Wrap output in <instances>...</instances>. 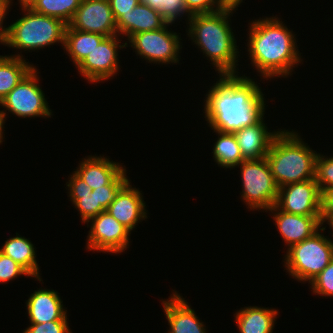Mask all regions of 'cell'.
I'll return each instance as SVG.
<instances>
[{
  "instance_id": "obj_1",
  "label": "cell",
  "mask_w": 333,
  "mask_h": 333,
  "mask_svg": "<svg viewBox=\"0 0 333 333\" xmlns=\"http://www.w3.org/2000/svg\"><path fill=\"white\" fill-rule=\"evenodd\" d=\"M205 101L206 121L220 132L235 133L258 123L265 114L264 94L245 75H220Z\"/></svg>"
},
{
  "instance_id": "obj_2",
  "label": "cell",
  "mask_w": 333,
  "mask_h": 333,
  "mask_svg": "<svg viewBox=\"0 0 333 333\" xmlns=\"http://www.w3.org/2000/svg\"><path fill=\"white\" fill-rule=\"evenodd\" d=\"M277 18L257 19L249 26V57L263 79L287 77L302 61L295 35Z\"/></svg>"
},
{
  "instance_id": "obj_3",
  "label": "cell",
  "mask_w": 333,
  "mask_h": 333,
  "mask_svg": "<svg viewBox=\"0 0 333 333\" xmlns=\"http://www.w3.org/2000/svg\"><path fill=\"white\" fill-rule=\"evenodd\" d=\"M233 11L221 8L211 13L191 15L188 19L187 35L210 58L219 75H236L237 72L239 51L228 20Z\"/></svg>"
},
{
  "instance_id": "obj_4",
  "label": "cell",
  "mask_w": 333,
  "mask_h": 333,
  "mask_svg": "<svg viewBox=\"0 0 333 333\" xmlns=\"http://www.w3.org/2000/svg\"><path fill=\"white\" fill-rule=\"evenodd\" d=\"M317 152L297 132L281 131L275 136L266 160L278 187L315 178Z\"/></svg>"
},
{
  "instance_id": "obj_5",
  "label": "cell",
  "mask_w": 333,
  "mask_h": 333,
  "mask_svg": "<svg viewBox=\"0 0 333 333\" xmlns=\"http://www.w3.org/2000/svg\"><path fill=\"white\" fill-rule=\"evenodd\" d=\"M25 15L8 25L9 34L5 46L20 50H39L45 46L61 43L64 47L67 24L62 20L22 7Z\"/></svg>"
},
{
  "instance_id": "obj_6",
  "label": "cell",
  "mask_w": 333,
  "mask_h": 333,
  "mask_svg": "<svg viewBox=\"0 0 333 333\" xmlns=\"http://www.w3.org/2000/svg\"><path fill=\"white\" fill-rule=\"evenodd\" d=\"M325 227L319 229L311 237L292 245L285 255V268L293 278L309 283L333 259L332 240L320 234Z\"/></svg>"
},
{
  "instance_id": "obj_7",
  "label": "cell",
  "mask_w": 333,
  "mask_h": 333,
  "mask_svg": "<svg viewBox=\"0 0 333 333\" xmlns=\"http://www.w3.org/2000/svg\"><path fill=\"white\" fill-rule=\"evenodd\" d=\"M242 199L250 210H269L278 199L277 186L265 158L244 160L240 164Z\"/></svg>"
},
{
  "instance_id": "obj_8",
  "label": "cell",
  "mask_w": 333,
  "mask_h": 333,
  "mask_svg": "<svg viewBox=\"0 0 333 333\" xmlns=\"http://www.w3.org/2000/svg\"><path fill=\"white\" fill-rule=\"evenodd\" d=\"M34 67L0 102V106L18 117H51L45 94L39 87Z\"/></svg>"
},
{
  "instance_id": "obj_9",
  "label": "cell",
  "mask_w": 333,
  "mask_h": 333,
  "mask_svg": "<svg viewBox=\"0 0 333 333\" xmlns=\"http://www.w3.org/2000/svg\"><path fill=\"white\" fill-rule=\"evenodd\" d=\"M171 23L155 31L136 33L129 39V43L135 52L150 63H178L179 50L182 48L179 35L176 32L168 31Z\"/></svg>"
},
{
  "instance_id": "obj_10",
  "label": "cell",
  "mask_w": 333,
  "mask_h": 333,
  "mask_svg": "<svg viewBox=\"0 0 333 333\" xmlns=\"http://www.w3.org/2000/svg\"><path fill=\"white\" fill-rule=\"evenodd\" d=\"M321 190L315 178L279 187L276 206L290 214L321 216Z\"/></svg>"
},
{
  "instance_id": "obj_11",
  "label": "cell",
  "mask_w": 333,
  "mask_h": 333,
  "mask_svg": "<svg viewBox=\"0 0 333 333\" xmlns=\"http://www.w3.org/2000/svg\"><path fill=\"white\" fill-rule=\"evenodd\" d=\"M120 35L105 37L77 66L78 72L91 83L105 81L117 74L119 69L118 47L125 48L118 39Z\"/></svg>"
},
{
  "instance_id": "obj_12",
  "label": "cell",
  "mask_w": 333,
  "mask_h": 333,
  "mask_svg": "<svg viewBox=\"0 0 333 333\" xmlns=\"http://www.w3.org/2000/svg\"><path fill=\"white\" fill-rule=\"evenodd\" d=\"M91 228L87 236V249L98 252L121 253L129 246L131 231L107 211L90 219Z\"/></svg>"
},
{
  "instance_id": "obj_13",
  "label": "cell",
  "mask_w": 333,
  "mask_h": 333,
  "mask_svg": "<svg viewBox=\"0 0 333 333\" xmlns=\"http://www.w3.org/2000/svg\"><path fill=\"white\" fill-rule=\"evenodd\" d=\"M68 25L72 29L106 37L118 35L109 0H82Z\"/></svg>"
},
{
  "instance_id": "obj_14",
  "label": "cell",
  "mask_w": 333,
  "mask_h": 333,
  "mask_svg": "<svg viewBox=\"0 0 333 333\" xmlns=\"http://www.w3.org/2000/svg\"><path fill=\"white\" fill-rule=\"evenodd\" d=\"M267 211L274 212L273 219L282 239L289 249L292 245L300 243L319 231L322 226L321 216H301L286 213L276 205Z\"/></svg>"
},
{
  "instance_id": "obj_15",
  "label": "cell",
  "mask_w": 333,
  "mask_h": 333,
  "mask_svg": "<svg viewBox=\"0 0 333 333\" xmlns=\"http://www.w3.org/2000/svg\"><path fill=\"white\" fill-rule=\"evenodd\" d=\"M141 191L130 185V180L119 190L106 211L132 231L137 223L147 218Z\"/></svg>"
},
{
  "instance_id": "obj_16",
  "label": "cell",
  "mask_w": 333,
  "mask_h": 333,
  "mask_svg": "<svg viewBox=\"0 0 333 333\" xmlns=\"http://www.w3.org/2000/svg\"><path fill=\"white\" fill-rule=\"evenodd\" d=\"M30 324L47 323L51 321H67V310L63 308L62 300L54 290L39 289L32 293L26 301Z\"/></svg>"
},
{
  "instance_id": "obj_17",
  "label": "cell",
  "mask_w": 333,
  "mask_h": 333,
  "mask_svg": "<svg viewBox=\"0 0 333 333\" xmlns=\"http://www.w3.org/2000/svg\"><path fill=\"white\" fill-rule=\"evenodd\" d=\"M162 304L170 326L168 333H206L203 322L176 291Z\"/></svg>"
},
{
  "instance_id": "obj_18",
  "label": "cell",
  "mask_w": 333,
  "mask_h": 333,
  "mask_svg": "<svg viewBox=\"0 0 333 333\" xmlns=\"http://www.w3.org/2000/svg\"><path fill=\"white\" fill-rule=\"evenodd\" d=\"M167 23L158 10L139 3L116 21V28L118 35L122 34L129 39L136 33L161 29Z\"/></svg>"
},
{
  "instance_id": "obj_19",
  "label": "cell",
  "mask_w": 333,
  "mask_h": 333,
  "mask_svg": "<svg viewBox=\"0 0 333 333\" xmlns=\"http://www.w3.org/2000/svg\"><path fill=\"white\" fill-rule=\"evenodd\" d=\"M279 131L268 132L263 118L252 126H247L234 134L237 138L244 160L265 158L270 146Z\"/></svg>"
},
{
  "instance_id": "obj_20",
  "label": "cell",
  "mask_w": 333,
  "mask_h": 333,
  "mask_svg": "<svg viewBox=\"0 0 333 333\" xmlns=\"http://www.w3.org/2000/svg\"><path fill=\"white\" fill-rule=\"evenodd\" d=\"M74 171L92 190L111 184L124 170L121 164L106 157L91 156L84 158Z\"/></svg>"
},
{
  "instance_id": "obj_21",
  "label": "cell",
  "mask_w": 333,
  "mask_h": 333,
  "mask_svg": "<svg viewBox=\"0 0 333 333\" xmlns=\"http://www.w3.org/2000/svg\"><path fill=\"white\" fill-rule=\"evenodd\" d=\"M67 183L66 185L70 191L68 192L70 201L73 202L74 207L80 212L83 223H87L101 212L106 211L100 204H97L96 192H93L92 188L75 172Z\"/></svg>"
},
{
  "instance_id": "obj_22",
  "label": "cell",
  "mask_w": 333,
  "mask_h": 333,
  "mask_svg": "<svg viewBox=\"0 0 333 333\" xmlns=\"http://www.w3.org/2000/svg\"><path fill=\"white\" fill-rule=\"evenodd\" d=\"M278 311L249 306L236 312L235 321L240 333H272Z\"/></svg>"
},
{
  "instance_id": "obj_23",
  "label": "cell",
  "mask_w": 333,
  "mask_h": 333,
  "mask_svg": "<svg viewBox=\"0 0 333 333\" xmlns=\"http://www.w3.org/2000/svg\"><path fill=\"white\" fill-rule=\"evenodd\" d=\"M18 235L16 233V237L7 239L0 252L22 266L31 277L41 281L34 245L27 238Z\"/></svg>"
},
{
  "instance_id": "obj_24",
  "label": "cell",
  "mask_w": 333,
  "mask_h": 333,
  "mask_svg": "<svg viewBox=\"0 0 333 333\" xmlns=\"http://www.w3.org/2000/svg\"><path fill=\"white\" fill-rule=\"evenodd\" d=\"M105 37L96 33L72 29L67 25L65 29L64 49L77 67Z\"/></svg>"
},
{
  "instance_id": "obj_25",
  "label": "cell",
  "mask_w": 333,
  "mask_h": 333,
  "mask_svg": "<svg viewBox=\"0 0 333 333\" xmlns=\"http://www.w3.org/2000/svg\"><path fill=\"white\" fill-rule=\"evenodd\" d=\"M17 54L0 56V102L34 68Z\"/></svg>"
},
{
  "instance_id": "obj_26",
  "label": "cell",
  "mask_w": 333,
  "mask_h": 333,
  "mask_svg": "<svg viewBox=\"0 0 333 333\" xmlns=\"http://www.w3.org/2000/svg\"><path fill=\"white\" fill-rule=\"evenodd\" d=\"M214 132L218 134V139L214 144L212 152L216 163L223 168L239 167L244 158L235 134L217 130H214Z\"/></svg>"
},
{
  "instance_id": "obj_27",
  "label": "cell",
  "mask_w": 333,
  "mask_h": 333,
  "mask_svg": "<svg viewBox=\"0 0 333 333\" xmlns=\"http://www.w3.org/2000/svg\"><path fill=\"white\" fill-rule=\"evenodd\" d=\"M82 0H34L29 8L34 12L58 18L69 24Z\"/></svg>"
},
{
  "instance_id": "obj_28",
  "label": "cell",
  "mask_w": 333,
  "mask_h": 333,
  "mask_svg": "<svg viewBox=\"0 0 333 333\" xmlns=\"http://www.w3.org/2000/svg\"><path fill=\"white\" fill-rule=\"evenodd\" d=\"M140 3L148 5L152 9H156L161 13V16L168 22L174 23L176 19L182 17L184 14L188 17V13L184 0H139Z\"/></svg>"
},
{
  "instance_id": "obj_29",
  "label": "cell",
  "mask_w": 333,
  "mask_h": 333,
  "mask_svg": "<svg viewBox=\"0 0 333 333\" xmlns=\"http://www.w3.org/2000/svg\"><path fill=\"white\" fill-rule=\"evenodd\" d=\"M129 181L126 176V169L109 185H104L92 190L96 192L97 204H100L105 210L115 200L119 190Z\"/></svg>"
},
{
  "instance_id": "obj_30",
  "label": "cell",
  "mask_w": 333,
  "mask_h": 333,
  "mask_svg": "<svg viewBox=\"0 0 333 333\" xmlns=\"http://www.w3.org/2000/svg\"><path fill=\"white\" fill-rule=\"evenodd\" d=\"M315 180L321 193L328 188H333V157H325L318 153L315 159Z\"/></svg>"
},
{
  "instance_id": "obj_31",
  "label": "cell",
  "mask_w": 333,
  "mask_h": 333,
  "mask_svg": "<svg viewBox=\"0 0 333 333\" xmlns=\"http://www.w3.org/2000/svg\"><path fill=\"white\" fill-rule=\"evenodd\" d=\"M310 283L313 293L333 296V259Z\"/></svg>"
},
{
  "instance_id": "obj_32",
  "label": "cell",
  "mask_w": 333,
  "mask_h": 333,
  "mask_svg": "<svg viewBox=\"0 0 333 333\" xmlns=\"http://www.w3.org/2000/svg\"><path fill=\"white\" fill-rule=\"evenodd\" d=\"M20 275L30 277V274L12 258L0 252V283H5Z\"/></svg>"
},
{
  "instance_id": "obj_33",
  "label": "cell",
  "mask_w": 333,
  "mask_h": 333,
  "mask_svg": "<svg viewBox=\"0 0 333 333\" xmlns=\"http://www.w3.org/2000/svg\"><path fill=\"white\" fill-rule=\"evenodd\" d=\"M68 325V321L31 324L23 333H72Z\"/></svg>"
},
{
  "instance_id": "obj_34",
  "label": "cell",
  "mask_w": 333,
  "mask_h": 333,
  "mask_svg": "<svg viewBox=\"0 0 333 333\" xmlns=\"http://www.w3.org/2000/svg\"><path fill=\"white\" fill-rule=\"evenodd\" d=\"M184 5L190 15L211 13L221 9L218 0H184Z\"/></svg>"
},
{
  "instance_id": "obj_35",
  "label": "cell",
  "mask_w": 333,
  "mask_h": 333,
  "mask_svg": "<svg viewBox=\"0 0 333 333\" xmlns=\"http://www.w3.org/2000/svg\"><path fill=\"white\" fill-rule=\"evenodd\" d=\"M333 219V188L325 189L321 196V220L324 222Z\"/></svg>"
},
{
  "instance_id": "obj_36",
  "label": "cell",
  "mask_w": 333,
  "mask_h": 333,
  "mask_svg": "<svg viewBox=\"0 0 333 333\" xmlns=\"http://www.w3.org/2000/svg\"><path fill=\"white\" fill-rule=\"evenodd\" d=\"M110 7L112 9L115 20L117 21L123 14H127L135 6H137L139 0H109Z\"/></svg>"
},
{
  "instance_id": "obj_37",
  "label": "cell",
  "mask_w": 333,
  "mask_h": 333,
  "mask_svg": "<svg viewBox=\"0 0 333 333\" xmlns=\"http://www.w3.org/2000/svg\"><path fill=\"white\" fill-rule=\"evenodd\" d=\"M10 5L4 3V2H0V44H6L7 42V38H8V34H9V27L2 26L4 19L6 18L5 16L7 15V11H9L8 9H10L9 7Z\"/></svg>"
},
{
  "instance_id": "obj_38",
  "label": "cell",
  "mask_w": 333,
  "mask_h": 333,
  "mask_svg": "<svg viewBox=\"0 0 333 333\" xmlns=\"http://www.w3.org/2000/svg\"><path fill=\"white\" fill-rule=\"evenodd\" d=\"M243 0H218L219 5L221 8L233 9L238 7Z\"/></svg>"
},
{
  "instance_id": "obj_39",
  "label": "cell",
  "mask_w": 333,
  "mask_h": 333,
  "mask_svg": "<svg viewBox=\"0 0 333 333\" xmlns=\"http://www.w3.org/2000/svg\"><path fill=\"white\" fill-rule=\"evenodd\" d=\"M6 113H7L6 110H5V112L3 110L2 111L0 110V144L3 142L2 141L3 140V133H4L3 132V130H4L3 129L4 128L3 124H5V119H6V116H7Z\"/></svg>"
},
{
  "instance_id": "obj_40",
  "label": "cell",
  "mask_w": 333,
  "mask_h": 333,
  "mask_svg": "<svg viewBox=\"0 0 333 333\" xmlns=\"http://www.w3.org/2000/svg\"><path fill=\"white\" fill-rule=\"evenodd\" d=\"M34 0H19L21 7H29Z\"/></svg>"
},
{
  "instance_id": "obj_41",
  "label": "cell",
  "mask_w": 333,
  "mask_h": 333,
  "mask_svg": "<svg viewBox=\"0 0 333 333\" xmlns=\"http://www.w3.org/2000/svg\"><path fill=\"white\" fill-rule=\"evenodd\" d=\"M327 223L330 225V227L333 229V219L331 220H328ZM332 236H333V233H332ZM332 244H333V241H332Z\"/></svg>"
},
{
  "instance_id": "obj_42",
  "label": "cell",
  "mask_w": 333,
  "mask_h": 333,
  "mask_svg": "<svg viewBox=\"0 0 333 333\" xmlns=\"http://www.w3.org/2000/svg\"><path fill=\"white\" fill-rule=\"evenodd\" d=\"M0 2H4V3H6V4L10 5V3H11V0H0Z\"/></svg>"
}]
</instances>
